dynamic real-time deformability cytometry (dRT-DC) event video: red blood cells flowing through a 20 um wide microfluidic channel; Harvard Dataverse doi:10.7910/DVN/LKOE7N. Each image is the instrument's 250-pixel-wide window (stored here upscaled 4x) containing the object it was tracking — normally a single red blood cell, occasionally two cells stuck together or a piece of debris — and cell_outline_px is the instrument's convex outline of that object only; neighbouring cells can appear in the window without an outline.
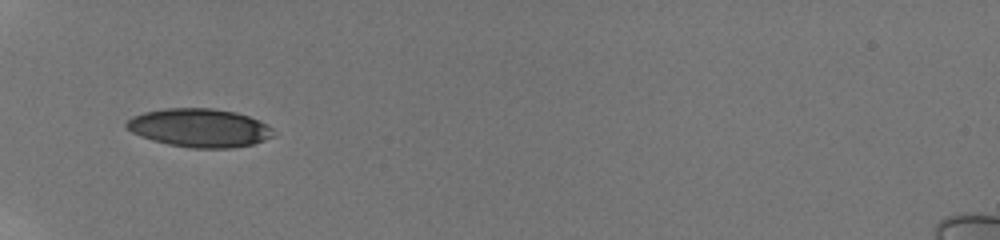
{"species": "human", "species_latin": "Homo sapiens", "temperature_condition": "room temperature", "stored_images_in_passage": 2, "camera_frame_rate_fps": 3000, "um_per_image_px": 0.085, "donor": {"sex": "male"}, "frame": {"image": 1, "passage_image": 1, "time_ms": 0.0, "image_size_px": [1000, 240], "cell_outline_px": [[276, 136], [252, 144], [232, 148], [192, 148], [168, 144], [152, 140], [140, 136], [124, 128], [124, 124], [132, 116], [144, 112], [164, 108], [212, 108], [236, 112], [248, 116], [268, 124], [272, 128]], "centroid_in_image_um": [16.95, 10.86], "position_along_channel_um": 68.0, "area_um2": 33.18}}